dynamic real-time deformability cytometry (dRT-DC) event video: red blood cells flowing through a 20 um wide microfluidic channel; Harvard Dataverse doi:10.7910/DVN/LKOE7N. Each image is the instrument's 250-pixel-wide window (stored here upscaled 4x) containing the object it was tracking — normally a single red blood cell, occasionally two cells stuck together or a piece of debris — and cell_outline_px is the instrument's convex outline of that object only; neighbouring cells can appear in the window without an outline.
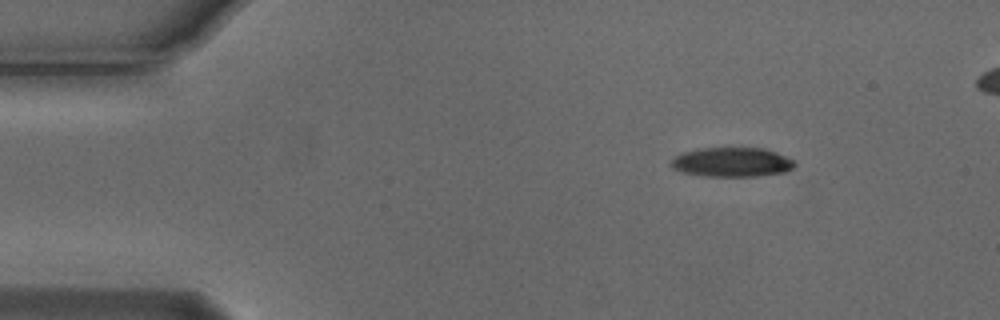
{"species": "Egyptian fruit bat (a non-hibernating species)", "species_latin": "Rousettus aegyptiacus", "temperature_condition": "cold", "stored_images_in_passage": 4, "segment_of_instrument_passage": [1, 2], "camera_frame_rate_fps": 3000, "um_per_image_px": 0.085, "animal": {"sex": "male"}, "frame": {"image": 1, "passage_image": 1, "time_ms": 0.0, "image_size_px": [1000, 320], "cell_outline_px": [[796, 164], [792, 168], [784, 172], [756, 176], [700, 176], [680, 172], [672, 168], [668, 164], [680, 152], [696, 148], [764, 148], [776, 152], [792, 160]], "centroid_in_image_um": [62.13, 13.78], "position_along_channel_um": 22.9, "area_um2": 21.33}}